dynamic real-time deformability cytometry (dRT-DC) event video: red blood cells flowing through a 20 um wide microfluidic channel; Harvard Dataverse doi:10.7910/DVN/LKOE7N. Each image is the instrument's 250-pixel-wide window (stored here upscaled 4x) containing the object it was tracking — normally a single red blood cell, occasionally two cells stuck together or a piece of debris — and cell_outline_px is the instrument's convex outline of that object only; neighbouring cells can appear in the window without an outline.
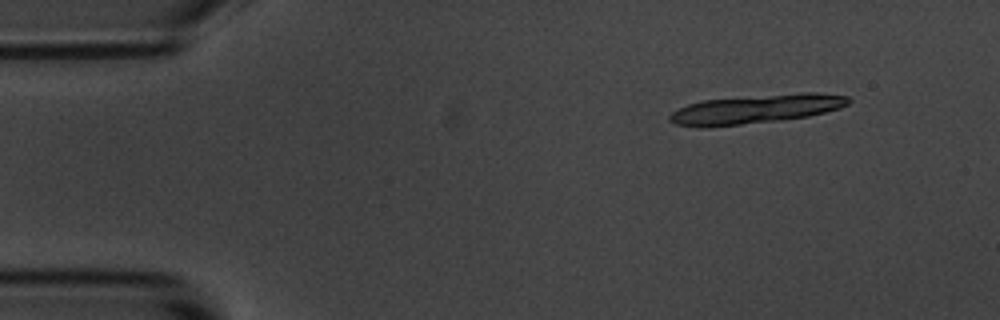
{"species": "common noctule bat (a hibernating species)", "species_latin": "Nyctalus noctula", "temperature_condition": "room temperature", "stored_images_in_passage": 5, "camera_frame_rate_fps": 3000, "um_per_image_px": 0.085, "animal": {"sex": "male", "body_mass_g": 20.1, "forearm_length_mm": 53.5}, "frame": {"image": 1, "passage_image": 1, "time_ms": 0.0, "image_size_px": [1000, 320], "cell_outline_px": [[852, 100], [848, 104], [840, 108], [808, 116], [780, 120], [704, 128], [700, 128], [676, 124], [668, 120], [668, 116], [672, 112], [688, 104], [704, 100], [800, 92], [816, 92], [848, 96]], "centroid_in_image_um": [64.26, 9.27], "position_along_channel_um": 20.7, "area_um2": 30.17}}